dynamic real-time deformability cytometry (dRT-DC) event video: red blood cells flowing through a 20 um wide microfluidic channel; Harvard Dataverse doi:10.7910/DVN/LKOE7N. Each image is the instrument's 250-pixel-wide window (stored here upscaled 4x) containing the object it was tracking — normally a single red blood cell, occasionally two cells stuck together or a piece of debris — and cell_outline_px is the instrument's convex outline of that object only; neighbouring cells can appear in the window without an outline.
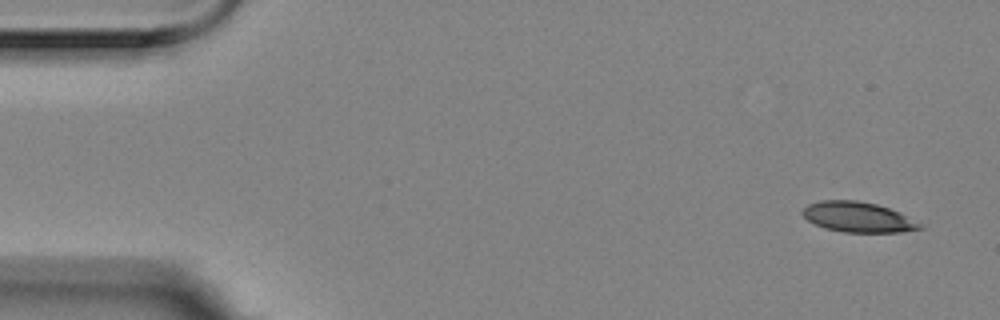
{"species": "Egyptian fruit bat (a non-hibernating species)", "species_latin": "Rousettus aegyptiacus", "temperature_condition": "room temperature", "stored_images_in_passage": 4, "camera_frame_rate_fps": 3000, "um_per_image_px": 0.085, "animal": {"sex": "female"}, "frame": {"image": 1, "passage_image": 1, "time_ms": 0.0, "image_size_px": [1000, 320], "cell_outline_px": [[924, 228], [900, 232], [844, 232], [824, 228], [808, 220], [800, 212], [808, 204], [820, 200], [856, 200], [876, 204], [900, 212], [920, 224]], "centroid_in_image_um": [72.9, 18.45], "position_along_channel_um": 12.1, "area_um2": 20.52}}